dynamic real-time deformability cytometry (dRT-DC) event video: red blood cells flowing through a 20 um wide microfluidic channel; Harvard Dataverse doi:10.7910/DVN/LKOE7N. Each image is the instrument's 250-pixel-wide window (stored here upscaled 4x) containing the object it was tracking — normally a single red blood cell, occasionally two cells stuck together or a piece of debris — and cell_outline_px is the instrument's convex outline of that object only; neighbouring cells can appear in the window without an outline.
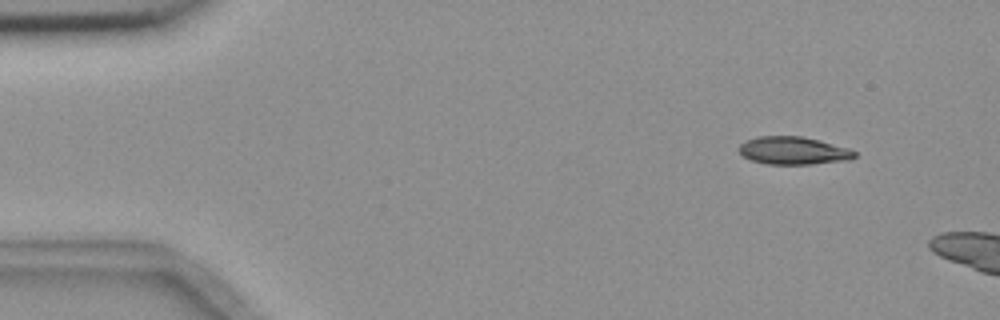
{"species": "common noctule bat (a hibernating species)", "species_latin": "Nyctalus noctula", "temperature_condition": "room temperature", "stored_images_in_passage": 4, "camera_frame_rate_fps": 3000, "um_per_image_px": 0.085, "animal": {"sex": "female", "body_mass_g": 18.4}, "frame": {"image": 1, "passage_image": 2, "time_ms": 1.333, "image_size_px": [1000, 320], "cell_outline_px": [[856, 156], [848, 160], [812, 164], [768, 164], [752, 160], [744, 156], [740, 152], [740, 144], [744, 140], [756, 136], [800, 136], [820, 140], [848, 148], [856, 152]], "centroid_in_image_um": [67.43, 12.79], "position_along_channel_um": 17.6, "area_um2": 18.67}}